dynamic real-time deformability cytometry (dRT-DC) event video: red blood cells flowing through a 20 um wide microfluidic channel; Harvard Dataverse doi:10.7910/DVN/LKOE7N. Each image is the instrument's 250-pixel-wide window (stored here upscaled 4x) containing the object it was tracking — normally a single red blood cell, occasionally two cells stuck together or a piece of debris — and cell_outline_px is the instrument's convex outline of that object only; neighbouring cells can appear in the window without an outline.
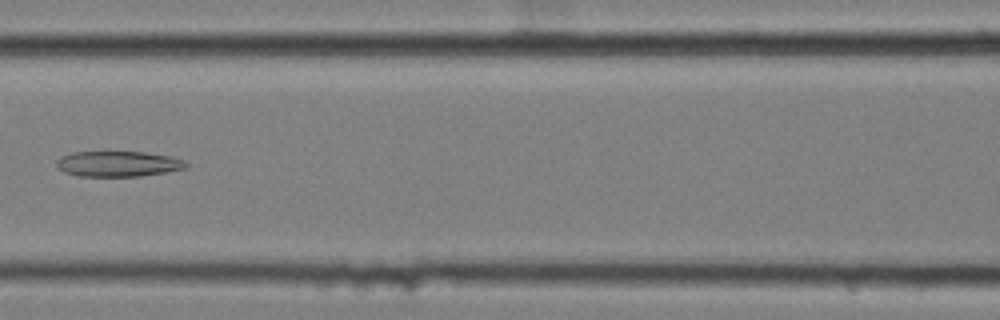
{"species": "common noctule bat (a hibernating species)", "species_latin": "Nyctalus noctula", "temperature_condition": "cold", "stored_images_in_passage": 9, "camera_frame_rate_fps": 3000, "um_per_image_px": 0.085, "animal": {"sex": "female", "body_mass_g": 25.1}, "frame": {"image": 1, "passage_image": 8, "time_ms": 2.333, "image_size_px": [1000, 320], "cell_outline_px": [[188, 164], [184, 168], [164, 172], [140, 176], [76, 176], [64, 172], [56, 164], [56, 160], [60, 156], [72, 152], [144, 152], [172, 156], [184, 160]], "centroid_in_image_um": [10.01, 13.92], "position_along_channel_um": 156.6, "area_um2": 19.19}}
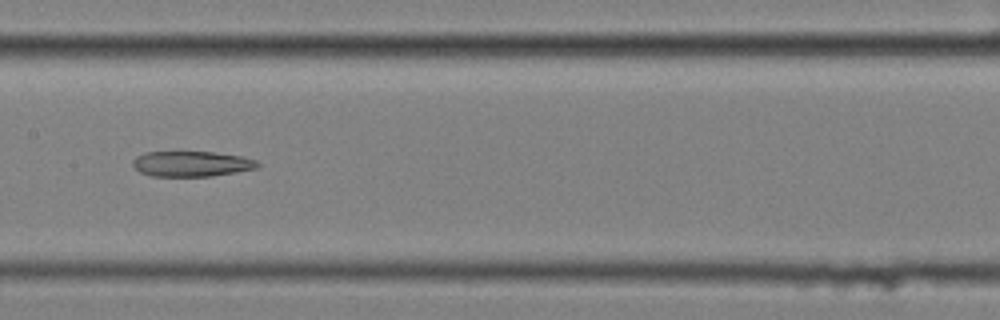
{"frame": {"image": 2, "passage_image": 9, "time_ms": 2.667, "image_size_px": [1000, 320], "cell_outline_px": [[260, 164], [256, 168], [236, 172], [212, 176], [152, 176], [140, 172], [132, 164], [132, 160], [136, 156], [144, 152], [212, 152], [240, 156], [256, 160]], "centroid_in_image_um": [16.26, 13.92], "position_along_channel_um": 191.1, "area_um2": 18.38}}